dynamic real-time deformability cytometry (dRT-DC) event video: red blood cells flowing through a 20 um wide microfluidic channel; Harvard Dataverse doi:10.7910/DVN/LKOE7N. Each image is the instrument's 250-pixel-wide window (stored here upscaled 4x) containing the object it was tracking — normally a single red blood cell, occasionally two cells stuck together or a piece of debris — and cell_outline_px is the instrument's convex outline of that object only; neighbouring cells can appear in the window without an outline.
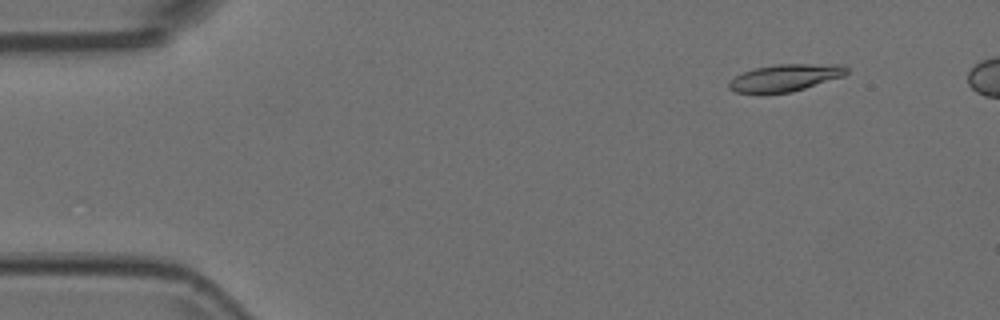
{"species": "Egyptian fruit bat (a non-hibernating species)", "species_latin": "Rousettus aegyptiacus", "temperature_condition": "room temperature", "stored_images_in_passage": 50, "camera_frame_rate_fps": 3000, "um_per_image_px": 0.085, "animal": {"sex": "female"}, "frame": {"image": 1, "passage_image": 6, "time_ms": 1.667, "image_size_px": [1000, 320], "cell_outline_px": [[848, 72], [844, 76], [792, 92], [760, 96], [736, 92], [728, 88], [728, 84], [736, 76], [744, 72], [756, 68], [776, 64], [844, 64], [848, 68]], "centroid_in_image_um": [66.73, 6.64], "position_along_channel_um": 18.3, "area_um2": 19.07}}
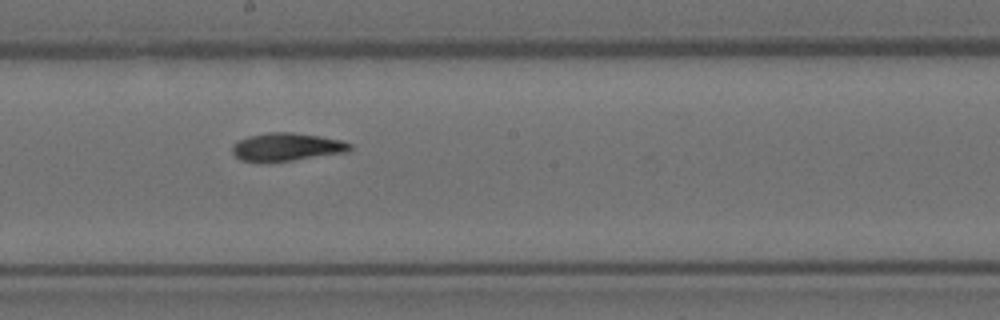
{"frame": {"image": 2, "passage_image": 30, "time_ms": 9.667, "image_size_px": [1000, 320], "cell_outline_px": [[352, 148], [348, 152], [292, 160], [240, 160], [232, 152], [232, 144], [236, 140], [248, 136], [268, 132], [292, 132], [320, 136], [340, 140], [352, 144]], "centroid_in_image_um": [24.38, 12.46], "position_along_channel_um": 223.8, "area_um2": 18.9}}
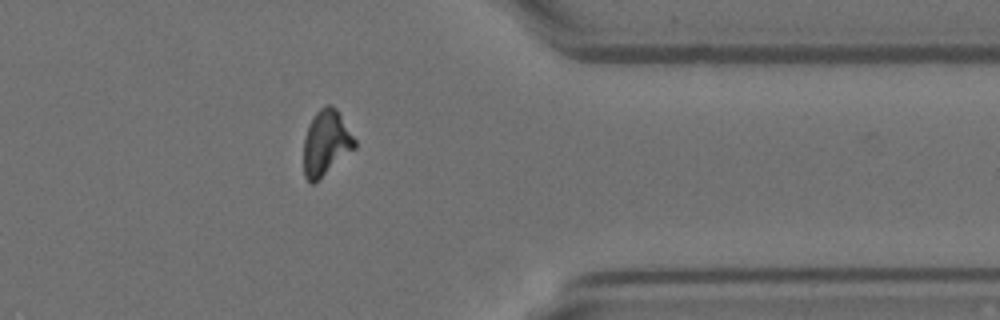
{"frame": {"image": 3, "passage_image": 44, "time_ms": 14.333, "image_size_px": [1000, 320], "cell_outline_px": [[356, 148], [312, 184], [308, 184], [304, 176], [304, 140], [308, 124], [312, 116], [320, 108], [328, 104], [332, 104], [336, 108], [356, 140]], "centroid_in_image_um": [27.7, 12.13], "position_along_channel_um": 383.7, "area_um2": 19.42}}